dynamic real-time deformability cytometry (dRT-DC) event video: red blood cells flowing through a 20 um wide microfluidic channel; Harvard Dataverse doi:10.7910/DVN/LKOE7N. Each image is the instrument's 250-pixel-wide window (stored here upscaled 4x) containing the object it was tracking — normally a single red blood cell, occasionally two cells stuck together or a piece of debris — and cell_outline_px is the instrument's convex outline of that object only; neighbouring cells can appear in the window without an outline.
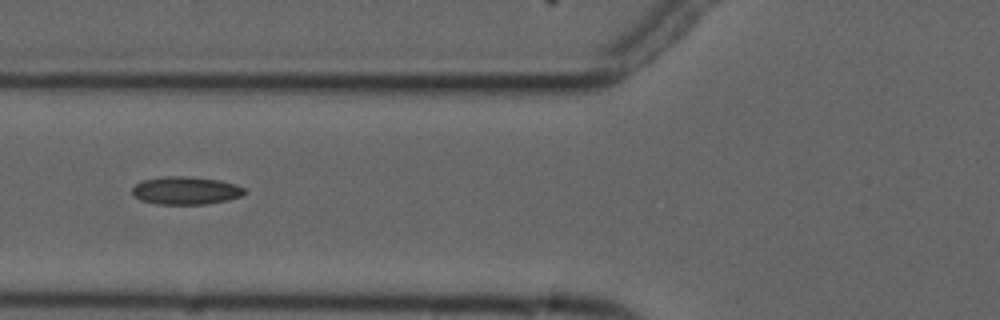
{"species": "common noctule bat (a hibernating species)", "species_latin": "Nyctalus noctula", "temperature_condition": "cold", "stored_images_in_passage": 7, "camera_frame_rate_fps": 3000, "um_per_image_px": 0.085, "animal": {"sex": "male", "forearm_length_mm": 52.5}, "frame": {"image": 1, "passage_image": 7, "time_ms": 7.0, "image_size_px": [1000, 320], "cell_outline_px": [[248, 192], [244, 196], [228, 200], [204, 204], [156, 204], [140, 200], [132, 192], [132, 188], [136, 184], [144, 180], [164, 176], [184, 176], [220, 180], [236, 184], [244, 188]], "centroid_in_image_um": [15.84, 16.2], "position_along_channel_um": 110.0, "area_um2": 18.32}}